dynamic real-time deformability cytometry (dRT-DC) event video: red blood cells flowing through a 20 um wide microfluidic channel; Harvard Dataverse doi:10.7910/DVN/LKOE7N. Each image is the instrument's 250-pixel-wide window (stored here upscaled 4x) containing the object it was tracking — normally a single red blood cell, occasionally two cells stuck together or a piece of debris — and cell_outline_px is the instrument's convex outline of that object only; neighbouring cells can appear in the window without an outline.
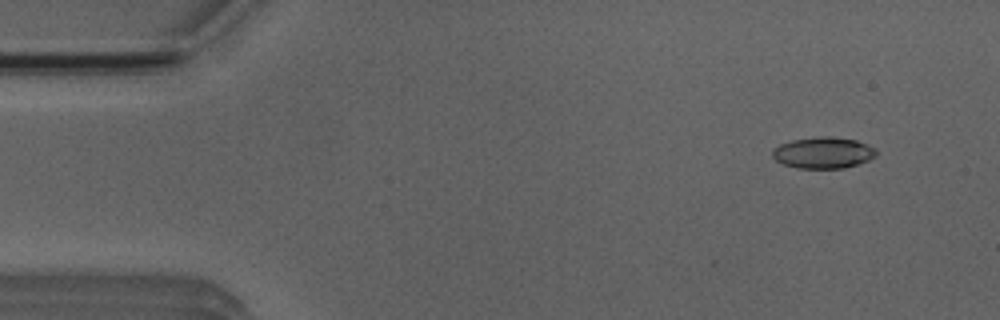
{"species": "Egyptian fruit bat (a non-hibernating species)", "species_latin": "Rousettus aegyptiacus", "temperature_condition": "room temperature", "stored_images_in_passage": 2, "camera_frame_rate_fps": 3000, "um_per_image_px": 0.085, "animal": {"sex": "male"}, "frame": {"image": 1, "passage_image": 2, "time_ms": 2.0, "image_size_px": [1000, 320], "cell_outline_px": [[876, 156], [868, 160], [844, 168], [796, 168], [784, 164], [776, 160], [772, 156], [772, 148], [780, 144], [792, 140], [820, 136], [828, 136], [856, 140], [876, 148]], "centroid_in_image_um": [69.95, 12.98], "position_along_channel_um": 15.0, "area_um2": 18.9}}